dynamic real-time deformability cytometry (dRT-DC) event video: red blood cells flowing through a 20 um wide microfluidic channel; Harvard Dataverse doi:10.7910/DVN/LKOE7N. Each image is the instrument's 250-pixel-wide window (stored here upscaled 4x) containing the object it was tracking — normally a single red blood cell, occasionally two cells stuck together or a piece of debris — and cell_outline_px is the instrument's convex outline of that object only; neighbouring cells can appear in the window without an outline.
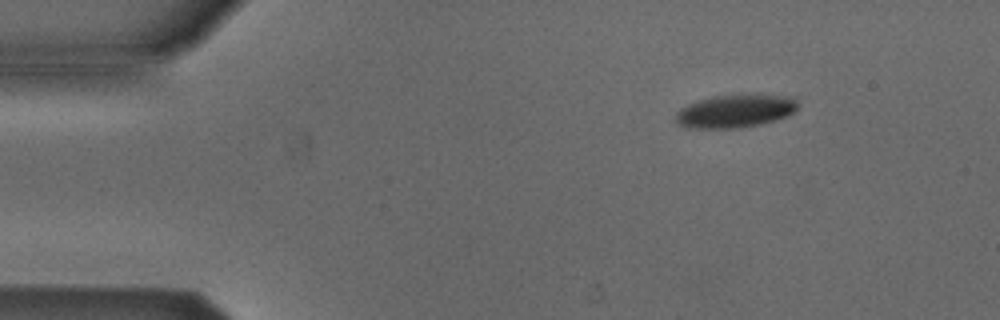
{"species": "Egyptian fruit bat (a non-hibernating species)", "species_latin": "Rousettus aegyptiacus", "temperature_condition": "cold", "stored_images_in_passage": 3, "camera_frame_rate_fps": 3000, "um_per_image_px": 0.085, "animal": {"sex": "male"}, "frame": {"image": 1, "passage_image": 1, "time_ms": 0.0, "image_size_px": [1000, 320], "cell_outline_px": [[800, 104], [796, 112], [788, 116], [776, 120], [760, 124], [732, 128], [688, 128], [676, 124], [672, 120], [676, 112], [680, 108], [688, 104], [712, 96], [796, 96]], "centroid_in_image_um": [62.49, 9.46], "position_along_channel_um": 22.5, "area_um2": 23.52}}